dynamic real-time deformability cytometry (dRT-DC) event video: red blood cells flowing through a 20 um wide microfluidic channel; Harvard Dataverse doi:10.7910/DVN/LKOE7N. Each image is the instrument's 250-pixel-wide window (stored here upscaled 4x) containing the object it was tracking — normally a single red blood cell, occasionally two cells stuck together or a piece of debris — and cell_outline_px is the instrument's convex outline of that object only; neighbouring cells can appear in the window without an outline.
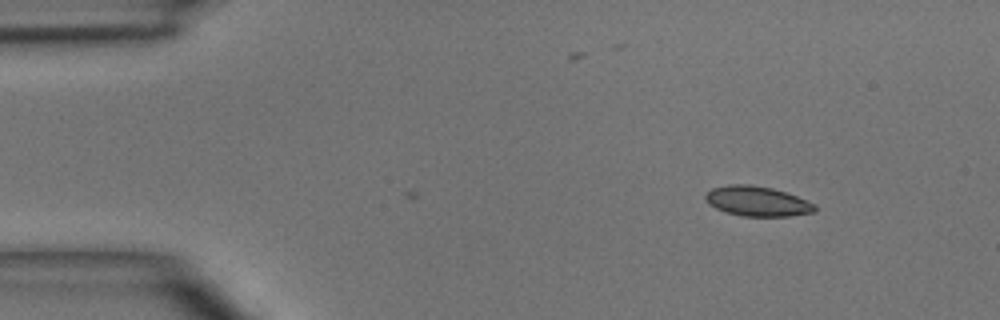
{"species": "common noctule bat (a hibernating species)", "species_latin": "Nyctalus noctula", "temperature_condition": "room temperature", "stored_images_in_passage": 3, "camera_frame_rate_fps": 3000, "um_per_image_px": 0.085, "animal": {"sex": "male", "body_mass_g": 15.6}, "frame": {"image": 1, "passage_image": 3, "time_ms": 2.0, "image_size_px": [1000, 320], "cell_outline_px": [[816, 208], [812, 212], [788, 216], [744, 216], [728, 212], [716, 208], [708, 204], [704, 200], [704, 196], [712, 188], [728, 184], [752, 184], [772, 188], [796, 196], [816, 204]], "centroid_in_image_um": [64.33, 17.09], "position_along_channel_um": 20.7, "area_um2": 18.96}}